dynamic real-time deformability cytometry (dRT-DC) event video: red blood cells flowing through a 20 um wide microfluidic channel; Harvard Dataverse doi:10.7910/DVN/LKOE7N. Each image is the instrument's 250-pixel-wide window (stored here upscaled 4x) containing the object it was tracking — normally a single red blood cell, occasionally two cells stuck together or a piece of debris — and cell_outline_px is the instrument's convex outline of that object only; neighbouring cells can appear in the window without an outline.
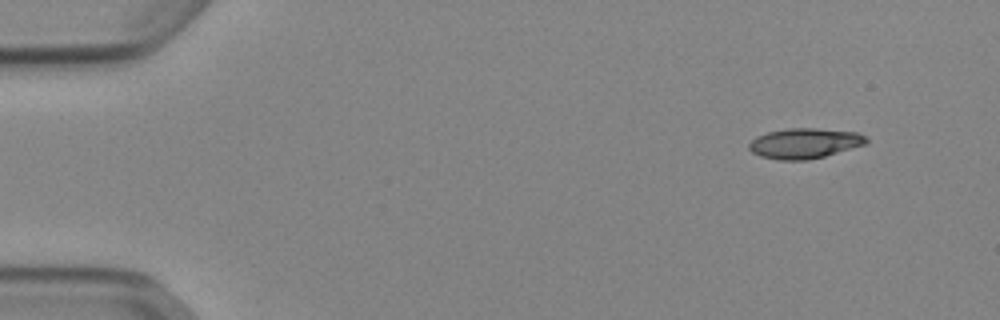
{"species": "Egyptian fruit bat (a non-hibernating species)", "species_latin": "Rousettus aegyptiacus", "temperature_condition": "cold", "stored_images_in_passage": 48, "camera_frame_rate_fps": 3000, "um_per_image_px": 0.085, "animal": {"sex": "female"}, "frame": {"image": 1, "passage_image": 1, "time_ms": 0.0, "image_size_px": [1000, 320], "cell_outline_px": [[868, 144], [824, 156], [808, 160], [780, 160], [760, 156], [752, 152], [748, 148], [748, 144], [756, 136], [768, 132], [788, 128], [816, 128], [856, 132], [864, 136], [868, 140]], "centroid_in_image_um": [68.38, 12.18], "position_along_channel_um": 16.6, "area_um2": 20.69}}
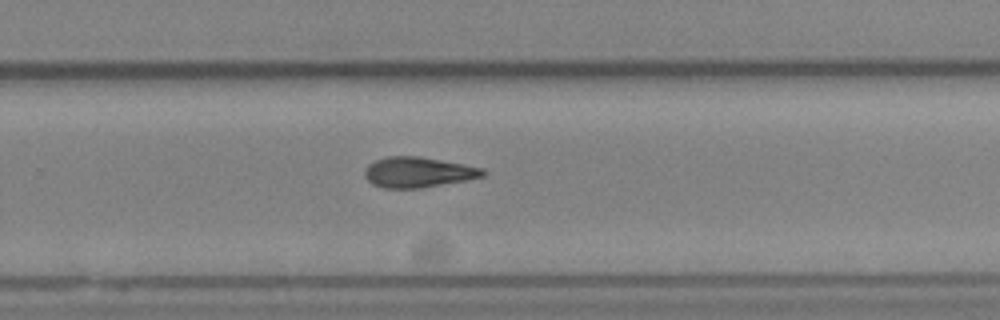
{"frame": {"image": 2, "passage_image": 31, "time_ms": 10.0, "image_size_px": [1000, 320], "cell_outline_px": [[488, 172], [484, 176], [464, 180], [420, 188], [384, 188], [372, 184], [364, 176], [364, 168], [368, 164], [376, 160], [388, 156], [420, 156], [464, 164], [484, 168]], "centroid_in_image_um": [35.53, 14.63], "position_along_channel_um": 294.3, "area_um2": 20.98}}
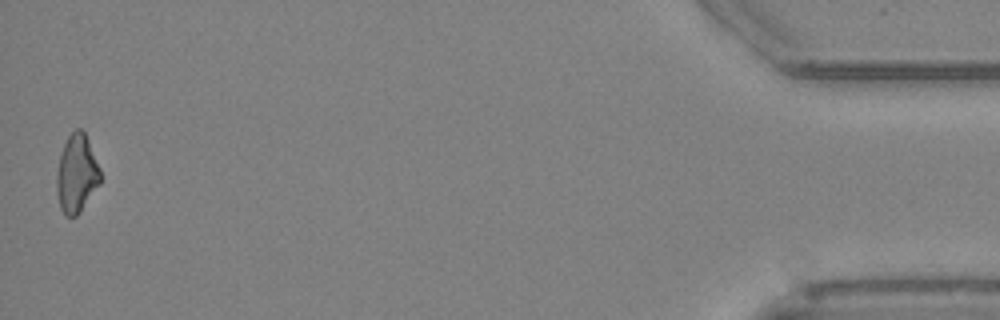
{"frame": {"image": 3, "passage_image": 48, "time_ms": 15.667, "image_size_px": [1000, 320], "cell_outline_px": [[100, 184], [80, 212], [76, 216], [64, 216], [60, 208], [56, 192], [56, 172], [60, 156], [64, 144], [68, 136], [76, 128], [80, 128], [84, 132], [88, 140], [100, 168]], "centroid_in_image_um": [6.5, 14.79], "position_along_channel_um": 428.7, "area_um2": 19.94}, "authors_computed_cell_mechanics": {"area_um2": 20.7213, "velocity_mm_per_s": 3.9052, "shape_relaxation_time_tau1_ms": 11.0578, "shape_relaxation_time_tau2_ms": 4.72, "deformation_change_tau1": 0.2041, "deformation_change_tau2": 0.1355}}